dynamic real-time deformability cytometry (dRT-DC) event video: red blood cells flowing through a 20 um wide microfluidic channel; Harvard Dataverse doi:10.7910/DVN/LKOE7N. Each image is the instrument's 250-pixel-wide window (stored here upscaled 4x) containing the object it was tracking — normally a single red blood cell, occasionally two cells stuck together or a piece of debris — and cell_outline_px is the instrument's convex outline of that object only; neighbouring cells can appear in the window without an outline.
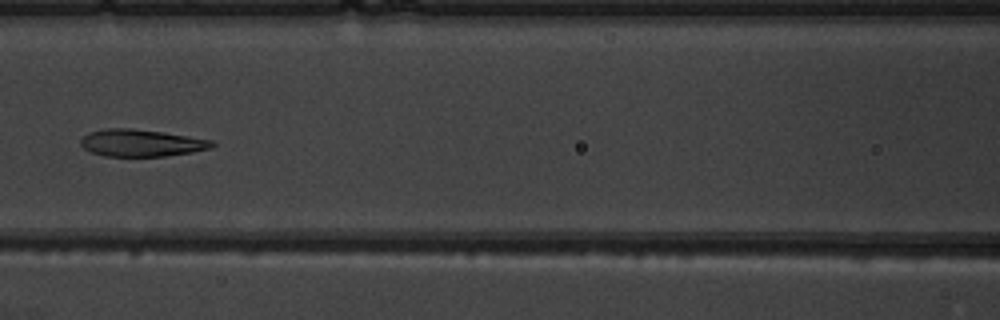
{"species": "common noctule bat (a hibernating species)", "species_latin": "Nyctalus noctula", "temperature_condition": "warm", "stored_images_in_passage": 8, "camera_frame_rate_fps": 3000, "um_per_image_px": 0.085, "animal": {"sex": "male", "body_mass_g": 19.5, "forearm_length_mm": 54.6}, "frame": {"image": 1, "passage_image": 8, "time_ms": 8.0, "image_size_px": [1000, 320], "cell_outline_px": [[216, 144], [208, 148], [192, 152], [164, 156], [104, 156], [92, 152], [84, 148], [80, 144], [80, 140], [88, 132], [104, 128], [132, 128], [164, 132], [212, 140]], "centroid_in_image_um": [11.97, 12.14], "position_along_channel_um": 154.6, "area_um2": 20.69}}